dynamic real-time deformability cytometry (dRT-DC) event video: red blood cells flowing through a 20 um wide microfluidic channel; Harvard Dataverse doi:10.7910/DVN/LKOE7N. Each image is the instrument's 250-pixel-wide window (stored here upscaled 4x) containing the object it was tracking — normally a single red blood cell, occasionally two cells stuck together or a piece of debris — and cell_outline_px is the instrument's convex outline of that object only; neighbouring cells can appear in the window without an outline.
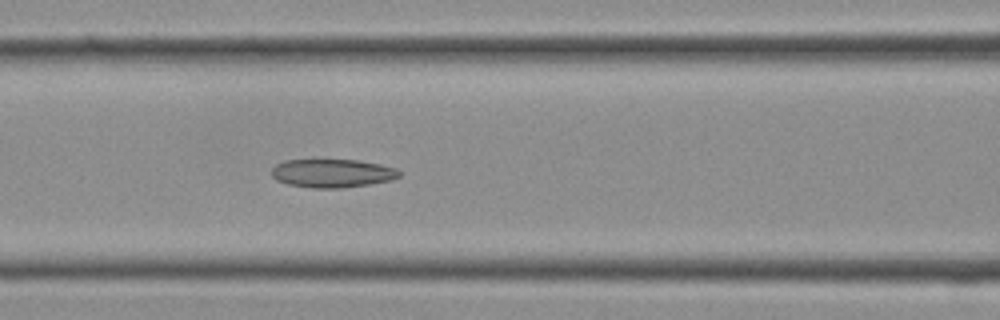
{"species": "Egyptian fruit bat (a non-hibernating species)", "species_latin": "Rousettus aegyptiacus", "temperature_condition": "cold", "stored_images_in_passage": 12, "camera_frame_rate_fps": 3000, "um_per_image_px": 0.085, "frame": {"image": 1, "passage_image": 12, "time_ms": 3.667, "image_size_px": [1000, 320], "cell_outline_px": [[400, 176], [392, 180], [368, 184], [340, 188], [312, 188], [288, 184], [276, 180], [272, 176], [272, 168], [276, 164], [284, 160], [360, 160], [380, 164], [396, 168], [400, 172]], "centroid_in_image_um": [28.24, 14.72], "position_along_channel_um": 138.4, "area_um2": 21.15}}